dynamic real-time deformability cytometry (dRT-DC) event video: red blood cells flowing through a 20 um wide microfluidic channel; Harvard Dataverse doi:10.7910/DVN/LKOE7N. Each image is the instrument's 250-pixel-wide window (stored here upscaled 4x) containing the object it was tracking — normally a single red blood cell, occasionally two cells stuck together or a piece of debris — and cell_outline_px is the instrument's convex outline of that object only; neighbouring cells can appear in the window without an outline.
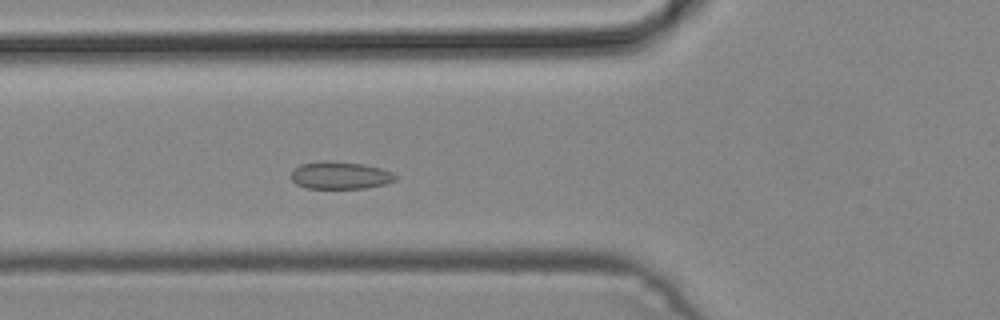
{"species": "common noctule bat (a hibernating species)", "species_latin": "Nyctalus noctula", "temperature_condition": "cold", "stored_images_in_passage": 39, "camera_frame_rate_fps": 3000, "um_per_image_px": 0.085, "animal": {"sex": "male", "body_mass_g": 19.2, "forearm_length_mm": 51.8}, "frame": {"image": 1, "passage_image": 15, "time_ms": 4.667, "image_size_px": [1000, 320], "cell_outline_px": [[396, 180], [384, 184], [364, 188], [308, 188], [296, 184], [292, 180], [292, 172], [300, 164], [324, 160], [332, 160], [364, 164], [380, 168], [392, 172], [396, 176]], "centroid_in_image_um": [28.91, 14.89], "position_along_channel_um": 96.9, "area_um2": 16.65}}
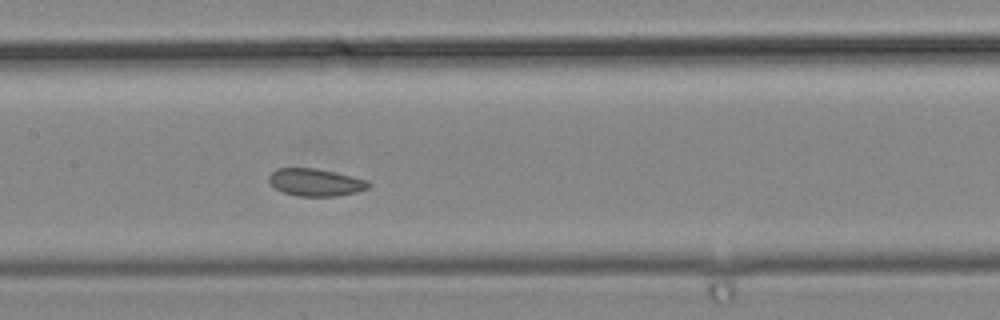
{"frame": {"image": 2, "passage_image": 21, "time_ms": 6.667, "image_size_px": [1000, 320], "cell_outline_px": [[372, 184], [368, 188], [356, 192], [336, 196], [300, 196], [284, 192], [276, 188], [268, 180], [268, 176], [276, 168], [316, 168], [368, 180]], "centroid_in_image_um": [26.83, 15.49], "position_along_channel_um": 180.6, "area_um2": 15.78}}
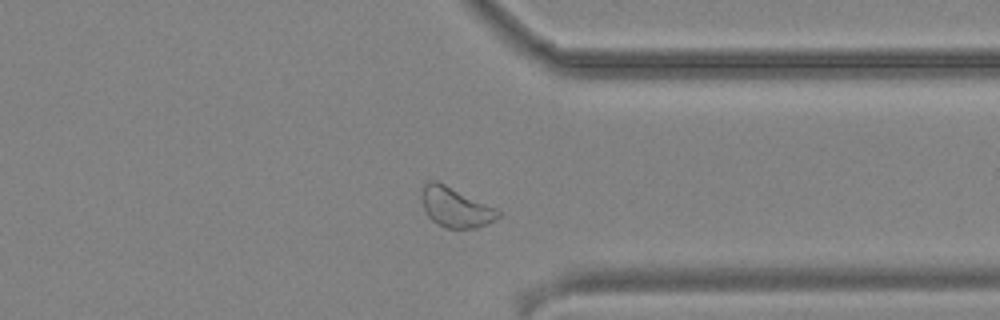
{"frame": {"image": 3, "passage_image": 35, "time_ms": 11.333, "image_size_px": [1000, 320], "cell_outline_px": [[500, 216], [476, 228], [444, 228], [432, 220], [428, 216], [424, 208], [420, 196], [424, 184], [428, 180], [436, 180], [496, 208], [500, 212]], "centroid_in_image_um": [38.67, 17.6], "position_along_channel_um": 372.7, "area_um2": 17.57}}